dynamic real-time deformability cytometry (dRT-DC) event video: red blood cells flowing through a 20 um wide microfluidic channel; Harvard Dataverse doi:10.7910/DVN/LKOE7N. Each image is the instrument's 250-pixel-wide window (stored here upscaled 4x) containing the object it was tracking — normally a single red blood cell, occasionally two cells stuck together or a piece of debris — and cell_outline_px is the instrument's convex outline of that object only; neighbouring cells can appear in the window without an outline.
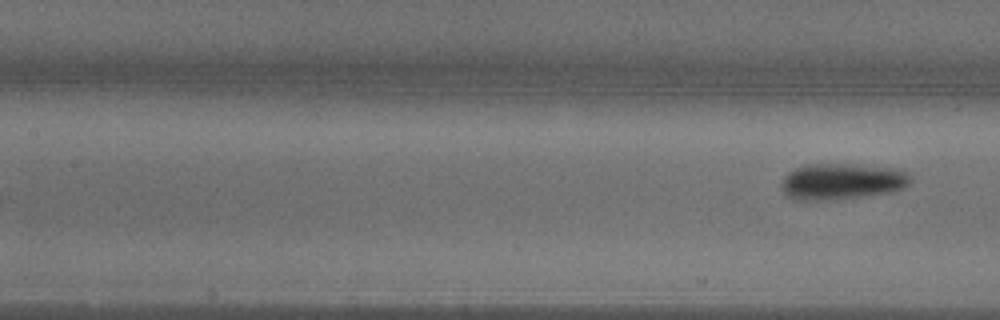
{"species": "common noctule bat (a hibernating species)", "species_latin": "Nyctalus noctula", "temperature_condition": "warm", "stored_images_in_passage": 7, "segment_of_instrument_passage": [2, 2], "camera_frame_rate_fps": 3000, "um_per_image_px": 0.085, "animal": {"sex": "male", "body_mass_g": 18.8}, "frame": {"image": 1, "passage_image": 7, "time_ms": 2.0, "image_size_px": [1000, 320], "cell_outline_px": [[912, 180], [904, 188], [888, 192], [860, 196], [816, 200], [792, 200], [780, 188], [780, 184], [784, 176], [788, 172], [796, 168], [808, 164], [848, 164], [904, 168], [912, 176]], "centroid_in_image_um": [71.58, 15.4], "position_along_channel_um": 135.8, "area_um2": 27.34}}